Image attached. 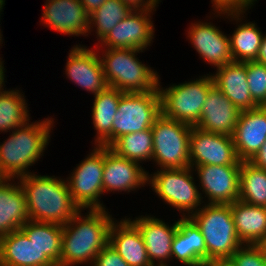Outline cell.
Here are the masks:
<instances>
[{"label": "cell", "mask_w": 266, "mask_h": 266, "mask_svg": "<svg viewBox=\"0 0 266 266\" xmlns=\"http://www.w3.org/2000/svg\"><path fill=\"white\" fill-rule=\"evenodd\" d=\"M106 210L88 209L83 215L80 209L63 225L60 266L93 265L96 255L108 245L109 230L115 221Z\"/></svg>", "instance_id": "1"}, {"label": "cell", "mask_w": 266, "mask_h": 266, "mask_svg": "<svg viewBox=\"0 0 266 266\" xmlns=\"http://www.w3.org/2000/svg\"><path fill=\"white\" fill-rule=\"evenodd\" d=\"M17 180L25 193L30 221L65 225L80 210L63 178L33 172Z\"/></svg>", "instance_id": "2"}, {"label": "cell", "mask_w": 266, "mask_h": 266, "mask_svg": "<svg viewBox=\"0 0 266 266\" xmlns=\"http://www.w3.org/2000/svg\"><path fill=\"white\" fill-rule=\"evenodd\" d=\"M26 124L10 132V136L0 144V172L4 178L27 175L44 154L49 145L54 118H45Z\"/></svg>", "instance_id": "3"}, {"label": "cell", "mask_w": 266, "mask_h": 266, "mask_svg": "<svg viewBox=\"0 0 266 266\" xmlns=\"http://www.w3.org/2000/svg\"><path fill=\"white\" fill-rule=\"evenodd\" d=\"M100 51V60L109 87L123 93H144L158 87V72L137 57V53L143 52L142 50L104 48Z\"/></svg>", "instance_id": "4"}, {"label": "cell", "mask_w": 266, "mask_h": 266, "mask_svg": "<svg viewBox=\"0 0 266 266\" xmlns=\"http://www.w3.org/2000/svg\"><path fill=\"white\" fill-rule=\"evenodd\" d=\"M190 218L203 235L207 247V261L230 259L243 246L238 238L231 205L204 203Z\"/></svg>", "instance_id": "5"}, {"label": "cell", "mask_w": 266, "mask_h": 266, "mask_svg": "<svg viewBox=\"0 0 266 266\" xmlns=\"http://www.w3.org/2000/svg\"><path fill=\"white\" fill-rule=\"evenodd\" d=\"M193 168L157 169L149 175L147 184L167 205L180 211V217H190L204 201L195 185ZM151 184V185H150ZM199 207V208H198Z\"/></svg>", "instance_id": "6"}, {"label": "cell", "mask_w": 266, "mask_h": 266, "mask_svg": "<svg viewBox=\"0 0 266 266\" xmlns=\"http://www.w3.org/2000/svg\"><path fill=\"white\" fill-rule=\"evenodd\" d=\"M158 78V89L161 98V113L176 121L195 126L201 117L202 107L208 91L214 86L210 74L199 76L194 80L161 87Z\"/></svg>", "instance_id": "7"}, {"label": "cell", "mask_w": 266, "mask_h": 266, "mask_svg": "<svg viewBox=\"0 0 266 266\" xmlns=\"http://www.w3.org/2000/svg\"><path fill=\"white\" fill-rule=\"evenodd\" d=\"M151 129L153 132L152 162H155L158 168L174 169L190 166L191 125L167 118L161 113Z\"/></svg>", "instance_id": "8"}, {"label": "cell", "mask_w": 266, "mask_h": 266, "mask_svg": "<svg viewBox=\"0 0 266 266\" xmlns=\"http://www.w3.org/2000/svg\"><path fill=\"white\" fill-rule=\"evenodd\" d=\"M161 114L158 87L144 93H124L112 125V144L121 136L149 129Z\"/></svg>", "instance_id": "9"}, {"label": "cell", "mask_w": 266, "mask_h": 266, "mask_svg": "<svg viewBox=\"0 0 266 266\" xmlns=\"http://www.w3.org/2000/svg\"><path fill=\"white\" fill-rule=\"evenodd\" d=\"M103 170L104 146L95 145L66 179L71 197L80 209H106L100 201L104 195Z\"/></svg>", "instance_id": "10"}, {"label": "cell", "mask_w": 266, "mask_h": 266, "mask_svg": "<svg viewBox=\"0 0 266 266\" xmlns=\"http://www.w3.org/2000/svg\"><path fill=\"white\" fill-rule=\"evenodd\" d=\"M156 9L132 10L100 42L101 48L146 50L154 39L151 14ZM104 46V47H103Z\"/></svg>", "instance_id": "11"}, {"label": "cell", "mask_w": 266, "mask_h": 266, "mask_svg": "<svg viewBox=\"0 0 266 266\" xmlns=\"http://www.w3.org/2000/svg\"><path fill=\"white\" fill-rule=\"evenodd\" d=\"M199 179L202 200L205 204L231 205L239 200V175L241 165L190 166ZM195 168V169H194ZM202 194H205L203 197Z\"/></svg>", "instance_id": "12"}, {"label": "cell", "mask_w": 266, "mask_h": 266, "mask_svg": "<svg viewBox=\"0 0 266 266\" xmlns=\"http://www.w3.org/2000/svg\"><path fill=\"white\" fill-rule=\"evenodd\" d=\"M190 166L241 165L232 136L206 132L192 126L189 137Z\"/></svg>", "instance_id": "13"}, {"label": "cell", "mask_w": 266, "mask_h": 266, "mask_svg": "<svg viewBox=\"0 0 266 266\" xmlns=\"http://www.w3.org/2000/svg\"><path fill=\"white\" fill-rule=\"evenodd\" d=\"M97 47V50H96ZM91 49L85 45H74L68 54L65 74L71 82L82 89L99 94L109 85L106 82L100 60V46Z\"/></svg>", "instance_id": "14"}, {"label": "cell", "mask_w": 266, "mask_h": 266, "mask_svg": "<svg viewBox=\"0 0 266 266\" xmlns=\"http://www.w3.org/2000/svg\"><path fill=\"white\" fill-rule=\"evenodd\" d=\"M148 173L139 163L104 146L103 193L131 192L147 185Z\"/></svg>", "instance_id": "15"}, {"label": "cell", "mask_w": 266, "mask_h": 266, "mask_svg": "<svg viewBox=\"0 0 266 266\" xmlns=\"http://www.w3.org/2000/svg\"><path fill=\"white\" fill-rule=\"evenodd\" d=\"M186 36L205 63L220 67L233 62L230 38L211 22H192Z\"/></svg>", "instance_id": "16"}, {"label": "cell", "mask_w": 266, "mask_h": 266, "mask_svg": "<svg viewBox=\"0 0 266 266\" xmlns=\"http://www.w3.org/2000/svg\"><path fill=\"white\" fill-rule=\"evenodd\" d=\"M135 218L128 219L139 229L152 266H168L166 262L172 260V240L177 231L179 219L168 225L152 215H141Z\"/></svg>", "instance_id": "17"}, {"label": "cell", "mask_w": 266, "mask_h": 266, "mask_svg": "<svg viewBox=\"0 0 266 266\" xmlns=\"http://www.w3.org/2000/svg\"><path fill=\"white\" fill-rule=\"evenodd\" d=\"M42 24L69 36H88L89 14L80 0H46Z\"/></svg>", "instance_id": "18"}, {"label": "cell", "mask_w": 266, "mask_h": 266, "mask_svg": "<svg viewBox=\"0 0 266 266\" xmlns=\"http://www.w3.org/2000/svg\"><path fill=\"white\" fill-rule=\"evenodd\" d=\"M232 139L240 161H249L266 141V107L241 111Z\"/></svg>", "instance_id": "19"}, {"label": "cell", "mask_w": 266, "mask_h": 266, "mask_svg": "<svg viewBox=\"0 0 266 266\" xmlns=\"http://www.w3.org/2000/svg\"><path fill=\"white\" fill-rule=\"evenodd\" d=\"M241 111L215 86L207 93L201 117L195 125L201 130L232 136Z\"/></svg>", "instance_id": "20"}, {"label": "cell", "mask_w": 266, "mask_h": 266, "mask_svg": "<svg viewBox=\"0 0 266 266\" xmlns=\"http://www.w3.org/2000/svg\"><path fill=\"white\" fill-rule=\"evenodd\" d=\"M212 74L214 86L219 89L240 111L258 107L253 101L247 83L246 62L233 61L216 68Z\"/></svg>", "instance_id": "21"}, {"label": "cell", "mask_w": 266, "mask_h": 266, "mask_svg": "<svg viewBox=\"0 0 266 266\" xmlns=\"http://www.w3.org/2000/svg\"><path fill=\"white\" fill-rule=\"evenodd\" d=\"M115 219L109 230V245L129 266H152L139 229L128 219Z\"/></svg>", "instance_id": "22"}, {"label": "cell", "mask_w": 266, "mask_h": 266, "mask_svg": "<svg viewBox=\"0 0 266 266\" xmlns=\"http://www.w3.org/2000/svg\"><path fill=\"white\" fill-rule=\"evenodd\" d=\"M185 266H204L207 247L200 228L190 217H181L172 240V260Z\"/></svg>", "instance_id": "23"}, {"label": "cell", "mask_w": 266, "mask_h": 266, "mask_svg": "<svg viewBox=\"0 0 266 266\" xmlns=\"http://www.w3.org/2000/svg\"><path fill=\"white\" fill-rule=\"evenodd\" d=\"M27 221L29 216L21 184L16 183L15 178H4L0 181V237L19 230Z\"/></svg>", "instance_id": "24"}, {"label": "cell", "mask_w": 266, "mask_h": 266, "mask_svg": "<svg viewBox=\"0 0 266 266\" xmlns=\"http://www.w3.org/2000/svg\"><path fill=\"white\" fill-rule=\"evenodd\" d=\"M242 13H216L215 16H225L230 21H236L237 28H235L232 36L230 38V51L233 61L236 62H248L257 59L259 48L261 46V41L263 38V32L258 28L256 23L243 22L246 17ZM244 17V18H243ZM239 22V25H238ZM243 22V23H241Z\"/></svg>", "instance_id": "25"}, {"label": "cell", "mask_w": 266, "mask_h": 266, "mask_svg": "<svg viewBox=\"0 0 266 266\" xmlns=\"http://www.w3.org/2000/svg\"><path fill=\"white\" fill-rule=\"evenodd\" d=\"M231 211L242 244L262 245L266 240V207L237 200L231 204Z\"/></svg>", "instance_id": "26"}, {"label": "cell", "mask_w": 266, "mask_h": 266, "mask_svg": "<svg viewBox=\"0 0 266 266\" xmlns=\"http://www.w3.org/2000/svg\"><path fill=\"white\" fill-rule=\"evenodd\" d=\"M20 229L41 252V266H60L63 225L27 221Z\"/></svg>", "instance_id": "27"}, {"label": "cell", "mask_w": 266, "mask_h": 266, "mask_svg": "<svg viewBox=\"0 0 266 266\" xmlns=\"http://www.w3.org/2000/svg\"><path fill=\"white\" fill-rule=\"evenodd\" d=\"M124 93L116 88L107 87L94 96L92 121L96 130L94 145H112V125L118 111V102Z\"/></svg>", "instance_id": "28"}, {"label": "cell", "mask_w": 266, "mask_h": 266, "mask_svg": "<svg viewBox=\"0 0 266 266\" xmlns=\"http://www.w3.org/2000/svg\"><path fill=\"white\" fill-rule=\"evenodd\" d=\"M0 266H41V252L21 230L0 237Z\"/></svg>", "instance_id": "29"}, {"label": "cell", "mask_w": 266, "mask_h": 266, "mask_svg": "<svg viewBox=\"0 0 266 266\" xmlns=\"http://www.w3.org/2000/svg\"><path fill=\"white\" fill-rule=\"evenodd\" d=\"M25 95L17 88H0V132H10L30 121Z\"/></svg>", "instance_id": "30"}, {"label": "cell", "mask_w": 266, "mask_h": 266, "mask_svg": "<svg viewBox=\"0 0 266 266\" xmlns=\"http://www.w3.org/2000/svg\"><path fill=\"white\" fill-rule=\"evenodd\" d=\"M239 200L250 205L266 207V170L249 161L241 162Z\"/></svg>", "instance_id": "31"}, {"label": "cell", "mask_w": 266, "mask_h": 266, "mask_svg": "<svg viewBox=\"0 0 266 266\" xmlns=\"http://www.w3.org/2000/svg\"><path fill=\"white\" fill-rule=\"evenodd\" d=\"M117 155L142 163L151 161L153 155V132L146 129L119 137L110 147Z\"/></svg>", "instance_id": "32"}, {"label": "cell", "mask_w": 266, "mask_h": 266, "mask_svg": "<svg viewBox=\"0 0 266 266\" xmlns=\"http://www.w3.org/2000/svg\"><path fill=\"white\" fill-rule=\"evenodd\" d=\"M132 9L120 0H106L98 9L89 14L88 34L95 33L100 42Z\"/></svg>", "instance_id": "33"}, {"label": "cell", "mask_w": 266, "mask_h": 266, "mask_svg": "<svg viewBox=\"0 0 266 266\" xmlns=\"http://www.w3.org/2000/svg\"><path fill=\"white\" fill-rule=\"evenodd\" d=\"M247 83L253 101L258 106L266 104V65L256 60L246 62Z\"/></svg>", "instance_id": "34"}, {"label": "cell", "mask_w": 266, "mask_h": 266, "mask_svg": "<svg viewBox=\"0 0 266 266\" xmlns=\"http://www.w3.org/2000/svg\"><path fill=\"white\" fill-rule=\"evenodd\" d=\"M230 259L235 266H264L266 251L262 245H243Z\"/></svg>", "instance_id": "35"}, {"label": "cell", "mask_w": 266, "mask_h": 266, "mask_svg": "<svg viewBox=\"0 0 266 266\" xmlns=\"http://www.w3.org/2000/svg\"><path fill=\"white\" fill-rule=\"evenodd\" d=\"M257 0H211L216 13H242L253 7Z\"/></svg>", "instance_id": "36"}, {"label": "cell", "mask_w": 266, "mask_h": 266, "mask_svg": "<svg viewBox=\"0 0 266 266\" xmlns=\"http://www.w3.org/2000/svg\"><path fill=\"white\" fill-rule=\"evenodd\" d=\"M92 266H129L125 260L108 244L95 257Z\"/></svg>", "instance_id": "37"}, {"label": "cell", "mask_w": 266, "mask_h": 266, "mask_svg": "<svg viewBox=\"0 0 266 266\" xmlns=\"http://www.w3.org/2000/svg\"><path fill=\"white\" fill-rule=\"evenodd\" d=\"M125 5L129 6L132 10H147L156 9L160 0H120Z\"/></svg>", "instance_id": "38"}, {"label": "cell", "mask_w": 266, "mask_h": 266, "mask_svg": "<svg viewBox=\"0 0 266 266\" xmlns=\"http://www.w3.org/2000/svg\"><path fill=\"white\" fill-rule=\"evenodd\" d=\"M249 162L266 170V141L260 147L259 151L249 160Z\"/></svg>", "instance_id": "39"}, {"label": "cell", "mask_w": 266, "mask_h": 266, "mask_svg": "<svg viewBox=\"0 0 266 266\" xmlns=\"http://www.w3.org/2000/svg\"><path fill=\"white\" fill-rule=\"evenodd\" d=\"M86 12L91 14L94 10L98 9L106 0H80Z\"/></svg>", "instance_id": "40"}, {"label": "cell", "mask_w": 266, "mask_h": 266, "mask_svg": "<svg viewBox=\"0 0 266 266\" xmlns=\"http://www.w3.org/2000/svg\"><path fill=\"white\" fill-rule=\"evenodd\" d=\"M256 61L266 65V33L263 35Z\"/></svg>", "instance_id": "41"}, {"label": "cell", "mask_w": 266, "mask_h": 266, "mask_svg": "<svg viewBox=\"0 0 266 266\" xmlns=\"http://www.w3.org/2000/svg\"><path fill=\"white\" fill-rule=\"evenodd\" d=\"M204 266H235L231 259H213L206 261Z\"/></svg>", "instance_id": "42"}, {"label": "cell", "mask_w": 266, "mask_h": 266, "mask_svg": "<svg viewBox=\"0 0 266 266\" xmlns=\"http://www.w3.org/2000/svg\"><path fill=\"white\" fill-rule=\"evenodd\" d=\"M4 4H5V0H0V14H2L1 12L3 11L2 9H3ZM1 33L2 32H1V29H0V46H2L1 44H3V38H2L3 35Z\"/></svg>", "instance_id": "43"}, {"label": "cell", "mask_w": 266, "mask_h": 266, "mask_svg": "<svg viewBox=\"0 0 266 266\" xmlns=\"http://www.w3.org/2000/svg\"><path fill=\"white\" fill-rule=\"evenodd\" d=\"M262 246L264 247L265 251H266V240L265 242L262 244Z\"/></svg>", "instance_id": "44"}]
</instances>
